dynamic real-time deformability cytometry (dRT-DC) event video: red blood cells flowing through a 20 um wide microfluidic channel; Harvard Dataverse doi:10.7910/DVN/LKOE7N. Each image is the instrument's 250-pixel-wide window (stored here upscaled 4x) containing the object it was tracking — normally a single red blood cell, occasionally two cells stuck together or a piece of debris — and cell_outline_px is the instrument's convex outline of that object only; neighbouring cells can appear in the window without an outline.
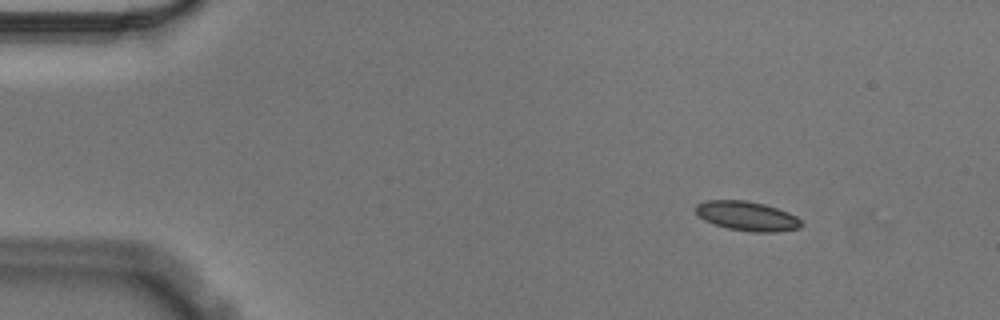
{"species": "Egyptian fruit bat (a non-hibernating species)", "species_latin": "Rousettus aegyptiacus", "temperature_condition": "cold", "stored_images_in_passage": 50, "camera_frame_rate_fps": 3000, "um_per_image_px": 0.085, "animal": {"sex": "male"}, "frame": {"image": 1, "passage_image": 1, "time_ms": 0.0, "image_size_px": [1000, 320], "cell_outline_px": [[804, 224], [800, 228], [776, 232], [752, 232], [728, 228], [704, 220], [696, 212], [696, 204], [708, 200], [744, 200], [764, 204], [788, 212], [796, 216]], "centroid_in_image_um": [63.53, 18.37], "position_along_channel_um": 21.5, "area_um2": 17.98}}
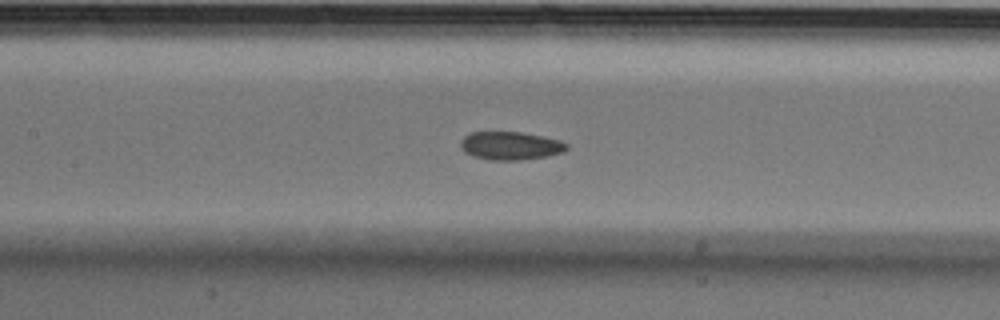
{"frame": {"image": 2, "passage_image": 20, "time_ms": 6.333, "image_size_px": [1000, 320], "cell_outline_px": [[568, 148], [564, 152], [544, 156], [520, 160], [488, 160], [472, 156], [464, 152], [460, 148], [460, 140], [468, 132], [520, 132], [560, 140], [568, 144]], "centroid_in_image_um": [43.33, 12.39], "position_along_channel_um": 164.1, "area_um2": 17.51}}
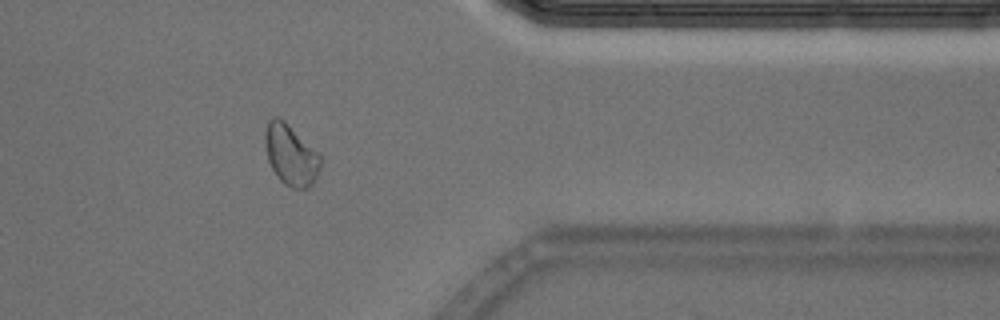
{"frame": {"image": 3, "passage_image": 40, "time_ms": 13.0, "image_size_px": [1000, 320], "cell_outline_px": [[324, 160], [316, 180], [308, 188], [292, 188], [284, 184], [276, 176], [268, 160], [264, 144], [264, 132], [268, 120], [272, 116], [276, 116], [284, 120]], "centroid_in_image_um": [24.71, 13.18], "position_along_channel_um": 386.7, "area_um2": 19.77}, "authors_computed_cell_mechanics": {"area_um2": 17.9758, "velocity_mm_per_s": 3.5546, "shape_relaxation_time_tau1_ms": 4.1248, "shape_relaxation_time_tau2_ms": 3.5399, "deformation_change_tau1": 0.0952, "deformation_change_tau2": 0.0779}}